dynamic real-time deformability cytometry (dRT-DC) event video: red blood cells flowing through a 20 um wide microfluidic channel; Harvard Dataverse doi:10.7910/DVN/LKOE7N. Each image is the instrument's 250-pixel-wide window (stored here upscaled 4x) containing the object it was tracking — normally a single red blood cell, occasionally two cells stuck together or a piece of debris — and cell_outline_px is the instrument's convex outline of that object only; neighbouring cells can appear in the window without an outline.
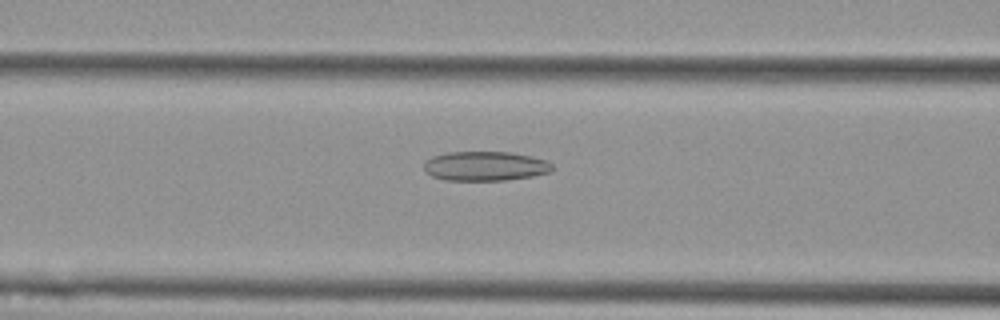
{"species": "Egyptian fruit bat (a non-hibernating species)", "species_latin": "Rousettus aegyptiacus", "temperature_condition": "cold", "stored_images_in_passage": 44, "camera_frame_rate_fps": 3000, "um_per_image_px": 0.085, "animal": {"sex": "female"}, "frame": {"image": 1, "passage_image": 18, "time_ms": 5.667, "image_size_px": [1000, 320], "cell_outline_px": [[556, 168], [552, 172], [532, 176], [504, 180], [444, 180], [432, 176], [424, 168], [424, 160], [432, 156], [448, 152], [512, 152], [532, 156], [544, 160], [552, 164]], "centroid_in_image_um": [41.26, 14.11], "position_along_channel_um": 125.3, "area_um2": 22.14}}
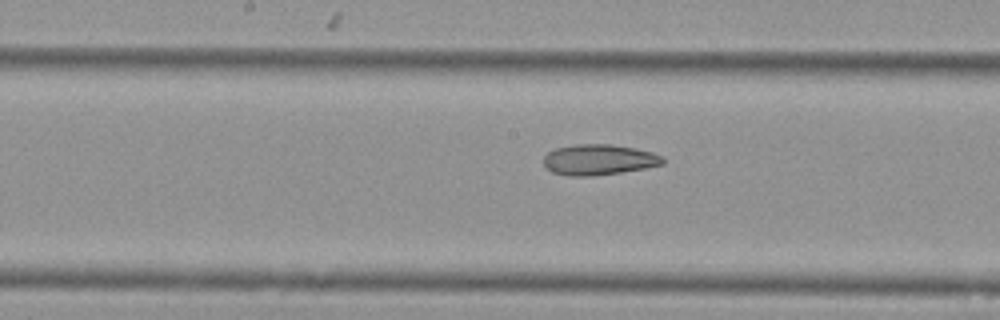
{"frame": {"image": 2, "passage_image": 24, "time_ms": 7.667, "image_size_px": [1000, 320], "cell_outline_px": [[664, 164], [644, 168], [620, 172], [592, 176], [568, 176], [552, 172], [544, 168], [544, 156], [548, 152], [556, 148], [576, 144], [612, 144], [636, 148], [652, 152], [664, 156]], "centroid_in_image_um": [50.89, 13.57], "position_along_channel_um": 197.3, "area_um2": 21.44}}
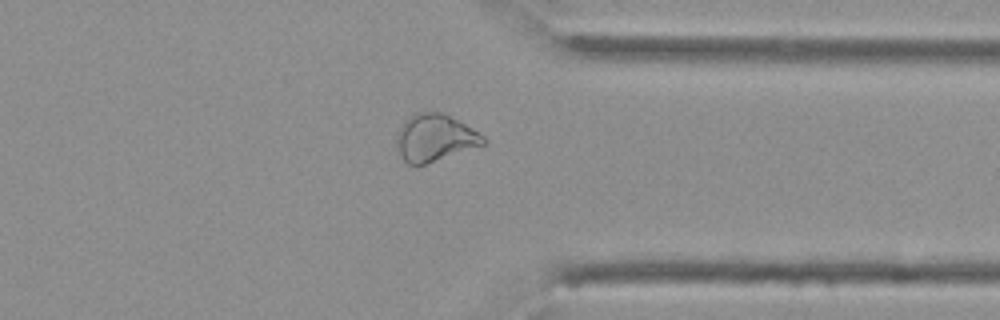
{"frame": {"image": 3, "passage_image": 39, "time_ms": 12.667, "image_size_px": [1000, 320], "cell_outline_px": [[488, 140], [484, 144], [424, 164], [408, 164], [404, 160], [396, 148], [396, 136], [404, 120], [408, 116], [416, 112], [440, 112], [460, 120], [484, 136]], "centroid_in_image_um": [36.94, 11.69], "position_along_channel_um": 374.5, "area_um2": 23.64}, "authors_computed_cell_mechanics": {"area_um2": 22.5131, "velocity_mm_per_s": 3.6036, "shape_relaxation_time_tau1_ms": null, "shape_relaxation_time_tau2_ms": 4.9823, "deformation_change_tau1": null, "deformation_change_tau2": 0.1266}}